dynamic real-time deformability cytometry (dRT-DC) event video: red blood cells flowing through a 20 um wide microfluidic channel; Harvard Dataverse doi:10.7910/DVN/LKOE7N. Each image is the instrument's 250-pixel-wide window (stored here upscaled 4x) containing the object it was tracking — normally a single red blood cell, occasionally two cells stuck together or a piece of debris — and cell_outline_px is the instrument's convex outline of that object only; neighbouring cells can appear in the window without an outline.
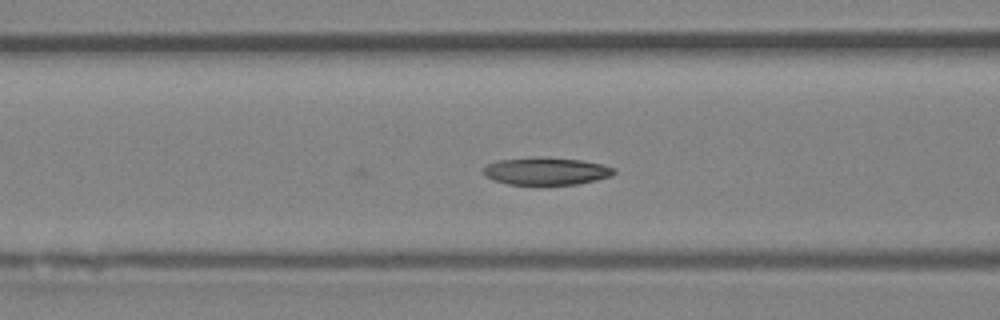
{"species": "Egyptian fruit bat (a non-hibernating species)", "species_latin": "Rousettus aegyptiacus", "temperature_condition": "room temperature", "stored_images_in_passage": 7, "camera_frame_rate_fps": 3000, "um_per_image_px": 0.085, "animal": {"sex": "female"}, "frame": {"image": 1, "passage_image": 7, "time_ms": 2.0, "image_size_px": [1000, 320], "cell_outline_px": [[616, 172], [612, 176], [596, 180], [576, 184], [508, 184], [492, 180], [484, 176], [484, 168], [488, 164], [500, 160], [584, 160], [616, 168]], "centroid_in_image_um": [46.47, 14.6], "position_along_channel_um": 120.1, "area_um2": 19.77}}